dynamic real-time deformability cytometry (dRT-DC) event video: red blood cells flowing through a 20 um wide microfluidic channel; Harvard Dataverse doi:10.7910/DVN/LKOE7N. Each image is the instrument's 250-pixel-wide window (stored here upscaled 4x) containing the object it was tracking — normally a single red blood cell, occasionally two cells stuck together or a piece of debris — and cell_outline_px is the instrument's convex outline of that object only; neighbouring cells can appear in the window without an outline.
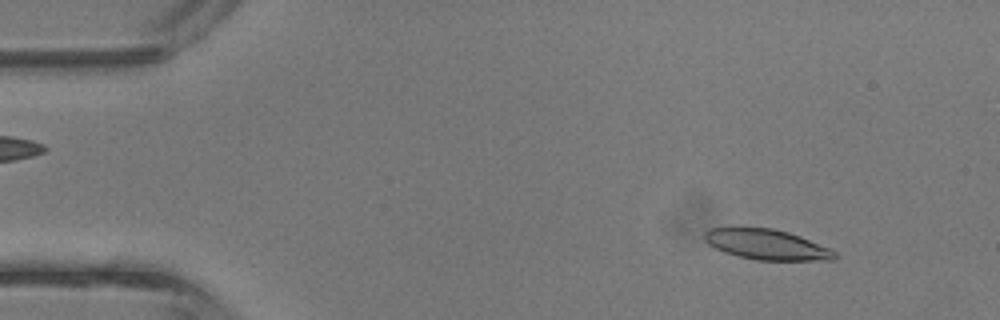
{"species": "common noctule bat (a hibernating species)", "species_latin": "Nyctalus noctula", "temperature_condition": "room temperature", "stored_images_in_passage": 41, "camera_frame_rate_fps": 3000, "um_per_image_px": 0.085, "animal": {"sex": "male", "body_mass_g": 13.3}, "frame": {"image": 1, "passage_image": 4, "time_ms": 1.0, "image_size_px": [1000, 320], "cell_outline_px": [[836, 256], [832, 260], [756, 260], [724, 252], [708, 244], [704, 240], [704, 232], [708, 228], [772, 228], [788, 232], [800, 236], [828, 248], [836, 252]], "centroid_in_image_um": [65.14, 20.78], "position_along_channel_um": 19.9, "area_um2": 22.72}}
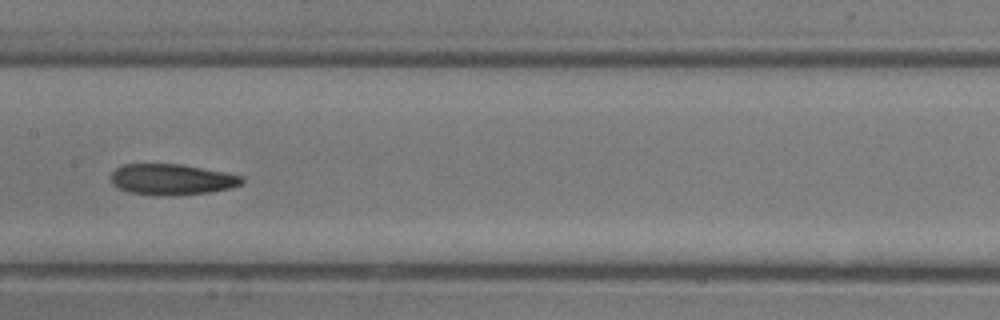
{"frame": {"image": 2, "passage_image": 20, "time_ms": 6.333, "image_size_px": [1000, 320], "cell_outline_px": [[244, 184], [232, 188], [208, 192], [164, 196], [156, 196], [128, 192], [112, 184], [112, 172], [116, 168], [124, 164], [180, 164], [224, 172], [244, 176]], "centroid_in_image_um": [14.63, 15.26], "position_along_channel_um": 192.8, "area_um2": 23.64}}
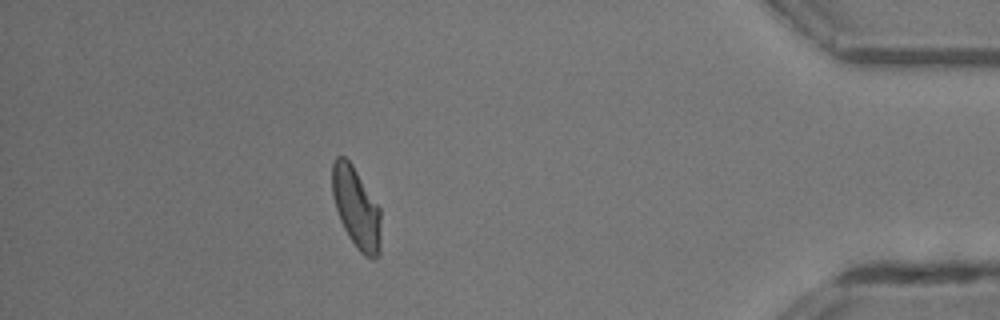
{"frame": {"image": 3, "passage_image": 36, "time_ms": 11.667, "image_size_px": [1000, 320], "cell_outline_px": [[380, 256], [376, 260], [372, 260], [364, 256], [356, 248], [348, 236], [340, 220], [332, 196], [332, 164], [336, 156], [344, 156], [352, 164], [380, 208]], "centroid_in_image_um": [30.29, 17.71], "position_along_channel_um": 404.9, "area_um2": 23.12}, "authors_computed_cell_mechanics": {"area_um2": 23.409, "velocity_mm_per_s": 4.9355, "shape_relaxation_time_tau1_ms": 5.1631, "shape_relaxation_time_tau2_ms": 2.4983, "deformation_change_tau1": 0.1802, "deformation_change_tau2": 0.1061}}